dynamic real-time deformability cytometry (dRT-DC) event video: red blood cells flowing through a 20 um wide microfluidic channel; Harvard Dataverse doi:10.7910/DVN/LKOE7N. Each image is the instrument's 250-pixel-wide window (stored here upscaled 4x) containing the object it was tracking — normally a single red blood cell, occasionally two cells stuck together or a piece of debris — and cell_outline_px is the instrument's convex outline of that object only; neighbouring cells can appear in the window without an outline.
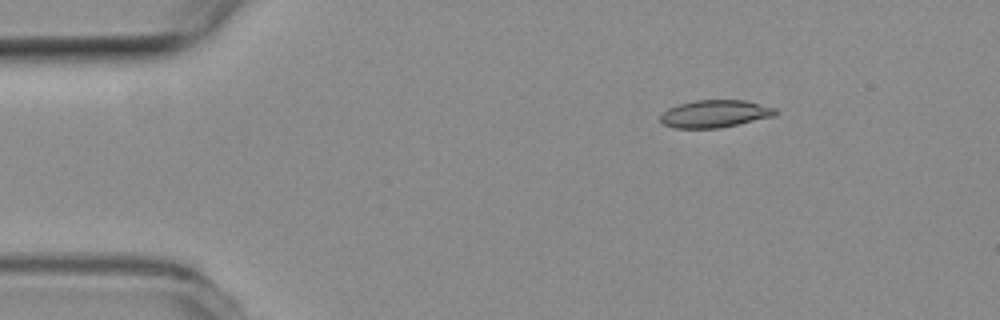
{"species": "common noctule bat (a hibernating species)", "species_latin": "Nyctalus noctula", "temperature_condition": "room temperature", "stored_images_in_passage": 9, "camera_frame_rate_fps": 3000, "um_per_image_px": 0.085, "animal": {"sex": "female", "body_mass_g": 19.3, "forearm_length_mm": 54.1}, "frame": {"image": 1, "passage_image": 2, "time_ms": 0.333, "image_size_px": [1000, 320], "cell_outline_px": [[776, 116], [720, 128], [672, 128], [664, 124], [660, 120], [660, 116], [668, 108], [680, 104], [696, 100], [744, 100], [776, 108]], "centroid_in_image_um": [60.78, 9.68], "position_along_channel_um": 24.2, "area_um2": 18.38}}
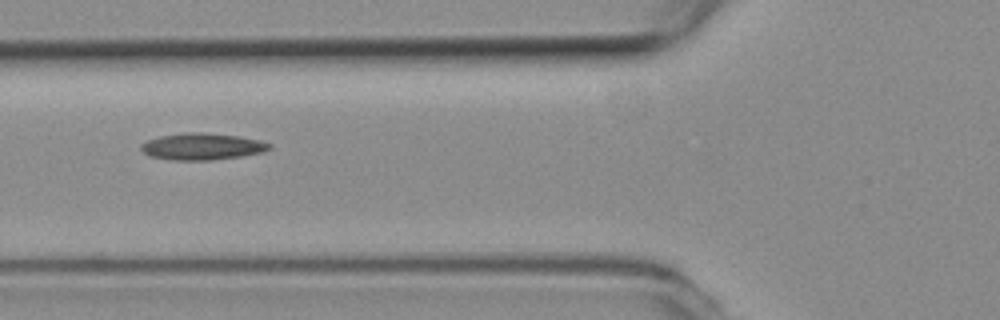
{"frame": {"image": 2, "passage_image": 6, "time_ms": 1.667, "image_size_px": [1000, 320], "cell_outline_px": [[272, 148], [264, 152], [240, 156], [212, 160], [168, 160], [152, 156], [144, 152], [140, 148], [140, 144], [148, 140], [160, 136], [184, 132], [200, 132], [236, 136], [260, 140], [272, 144]], "centroid_in_image_um": [17.19, 12.45], "position_along_channel_um": 108.6, "area_um2": 19.94}}
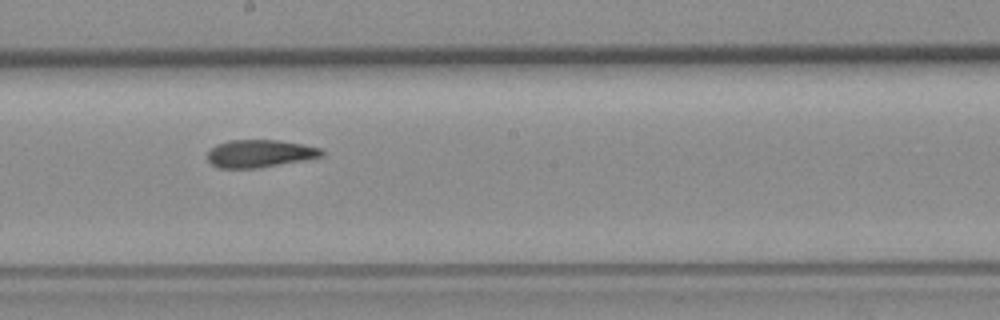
{"frame": {"image": 3, "passage_image": 9, "time_ms": 2.667, "image_size_px": [1000, 320], "cell_outline_px": [[324, 156], [304, 160], [256, 168], [220, 168], [212, 164], [208, 160], [208, 152], [216, 144], [228, 140], [280, 140], [304, 144], [320, 148], [324, 152]], "centroid_in_image_um": [22.1, 13.04], "position_along_channel_um": 226.1, "area_um2": 18.38}}